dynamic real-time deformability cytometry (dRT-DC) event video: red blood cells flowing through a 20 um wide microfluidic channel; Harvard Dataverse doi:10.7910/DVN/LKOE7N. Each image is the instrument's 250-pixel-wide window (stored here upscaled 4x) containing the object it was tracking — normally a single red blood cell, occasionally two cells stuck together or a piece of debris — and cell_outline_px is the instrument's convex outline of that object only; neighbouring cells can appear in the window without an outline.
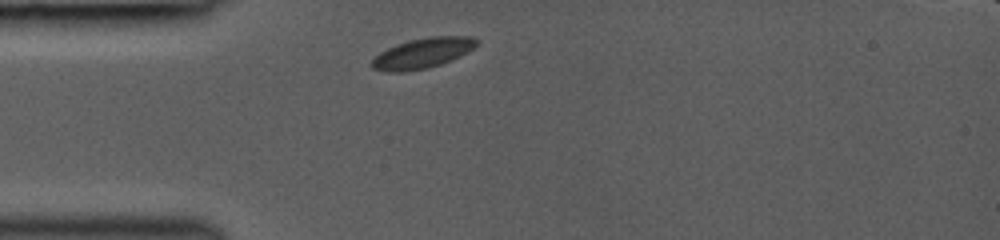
{"species": "common noctule bat (a hibernating species)", "species_latin": "Nyctalus noctula", "temperature_condition": "room temperature", "stored_images_in_passage": 2, "camera_frame_rate_fps": 3000, "um_per_image_px": 0.085, "animal": {"sex": "female", "body_mass_g": 19.0, "forearm_length_mm": 53.3}, "frame": {"image": 1, "passage_image": 1, "time_ms": 0.0, "image_size_px": [1000, 240], "cell_outline_px": [[480, 44], [468, 52], [460, 56], [440, 64], [428, 68], [400, 72], [388, 72], [372, 68], [372, 60], [380, 52], [396, 44], [408, 40], [428, 36], [468, 36], [480, 40]], "centroid_in_image_um": [35.96, 4.5], "position_along_channel_um": 49.0, "area_um2": 18.55}}
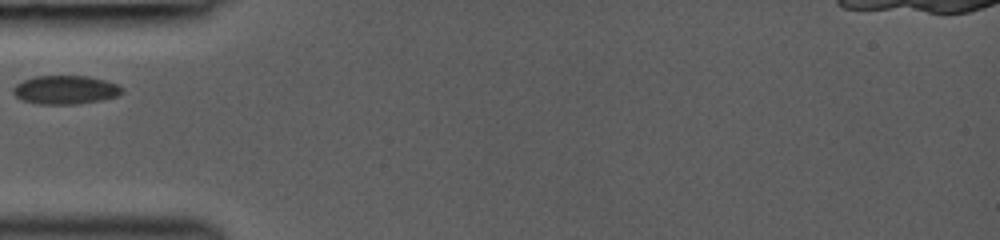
{"frame": {"image": 2, "passage_image": 2, "time_ms": 1.0, "image_size_px": [1000, 240], "cell_outline_px": [[124, 92], [120, 96], [100, 100], [76, 104], [36, 104], [20, 100], [12, 92], [12, 88], [16, 84], [32, 76], [88, 76], [120, 84], [124, 88]], "centroid_in_image_um": [5.58, 7.64], "position_along_channel_um": 79.4, "area_um2": 18.5}}